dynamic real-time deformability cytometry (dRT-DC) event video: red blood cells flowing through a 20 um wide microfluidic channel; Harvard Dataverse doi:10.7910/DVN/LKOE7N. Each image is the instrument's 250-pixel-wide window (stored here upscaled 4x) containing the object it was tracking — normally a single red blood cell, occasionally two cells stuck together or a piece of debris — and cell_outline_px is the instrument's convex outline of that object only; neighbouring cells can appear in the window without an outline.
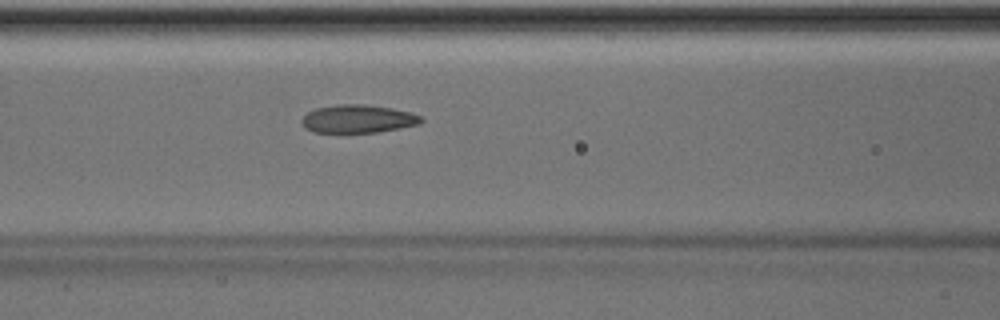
{"species": "Egyptian fruit bat (a non-hibernating species)", "species_latin": "Rousettus aegyptiacus", "temperature_condition": "room temperature", "stored_images_in_passage": 50, "camera_frame_rate_fps": 3000, "um_per_image_px": 0.085, "animal": {"sex": "male"}, "frame": {"image": 1, "passage_image": 21, "time_ms": 6.667, "image_size_px": [1000, 320], "cell_outline_px": [[424, 120], [420, 124], [400, 128], [376, 132], [312, 132], [300, 120], [308, 112], [316, 108], [336, 104], [364, 104], [392, 108], [412, 112], [420, 116]], "centroid_in_image_um": [30.46, 10.09], "position_along_channel_um": 136.1, "area_um2": 19.48}}
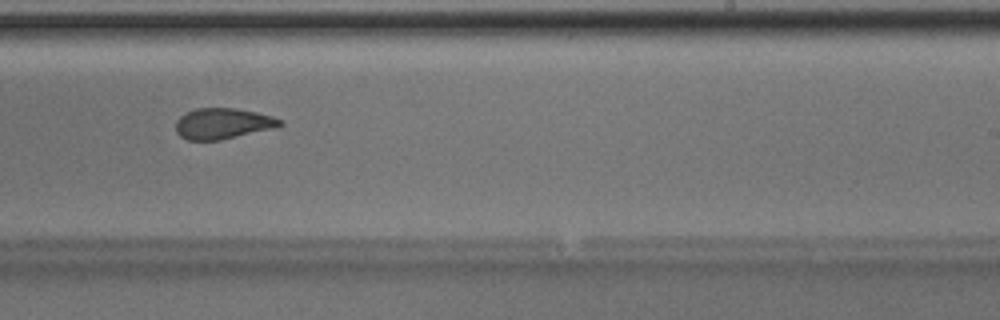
{"frame": {"image": 2, "passage_image": 31, "time_ms": 10.0, "image_size_px": [1000, 320], "cell_outline_px": [[284, 124], [272, 128], [220, 140], [188, 140], [180, 136], [176, 132], [176, 120], [180, 116], [196, 108], [236, 108], [256, 112], [272, 116], [284, 120]], "centroid_in_image_um": [18.93, 10.49], "position_along_channel_um": 270.1, "area_um2": 18.61}}
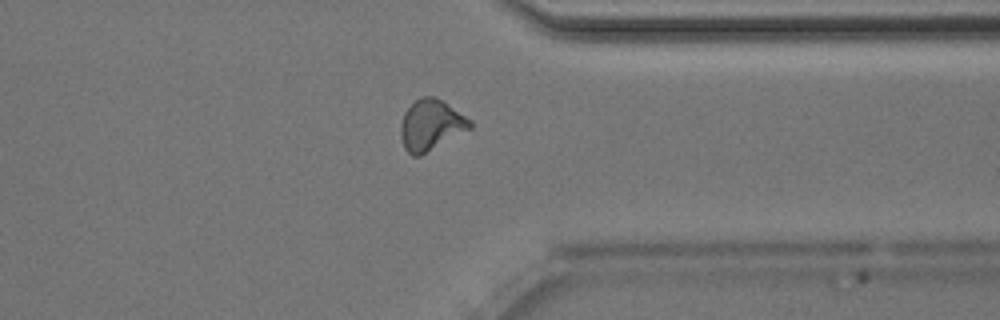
{"frame": {"image": 3, "passage_image": 39, "time_ms": 12.667, "image_size_px": [1000, 320], "cell_outline_px": [[472, 128], [420, 156], [412, 156], [404, 148], [400, 136], [400, 124], [404, 112], [420, 96], [436, 96], [472, 120]], "centroid_in_image_um": [36.62, 10.62], "position_along_channel_um": 374.8, "area_um2": 20.63}, "authors_computed_cell_mechanics": {"area_um2": 20.1433, "velocity_mm_per_s": 4.0236, "shape_relaxation_time_tau1_ms": null, "shape_relaxation_time_tau2_ms": 1.8313, "deformation_change_tau1": null, "deformation_change_tau2": 0.0792}}